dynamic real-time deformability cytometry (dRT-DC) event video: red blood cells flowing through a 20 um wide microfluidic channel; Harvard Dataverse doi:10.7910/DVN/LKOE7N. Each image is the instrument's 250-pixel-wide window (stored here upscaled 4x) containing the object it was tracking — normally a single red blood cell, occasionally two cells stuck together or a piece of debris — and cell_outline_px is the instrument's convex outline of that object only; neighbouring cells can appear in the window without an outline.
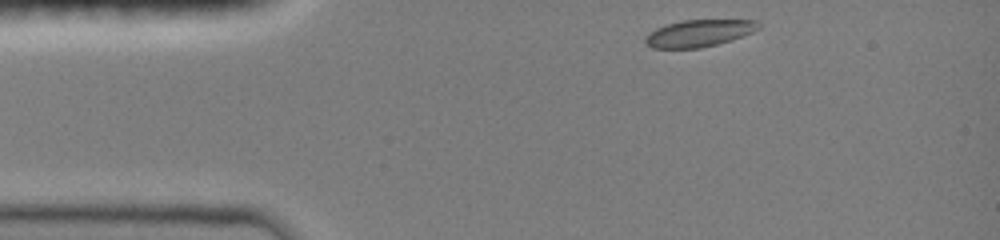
{"species": "common noctule bat (a hibernating species)", "species_latin": "Nyctalus noctula", "temperature_condition": "room temperature", "stored_images_in_passage": 36, "camera_frame_rate_fps": 3000, "um_per_image_px": 0.085, "animal": {"sex": "female", "body_mass_g": 19.0, "forearm_length_mm": 51.5}, "frame": {"image": 1, "passage_image": 1, "time_ms": 0.0, "image_size_px": [1000, 240], "cell_outline_px": [[760, 28], [752, 32], [732, 40], [700, 48], [652, 48], [644, 44], [644, 36], [648, 32], [656, 28], [680, 20], [756, 20], [760, 24]], "centroid_in_image_um": [59.37, 2.82], "position_along_channel_um": 25.6, "area_um2": 17.92}}
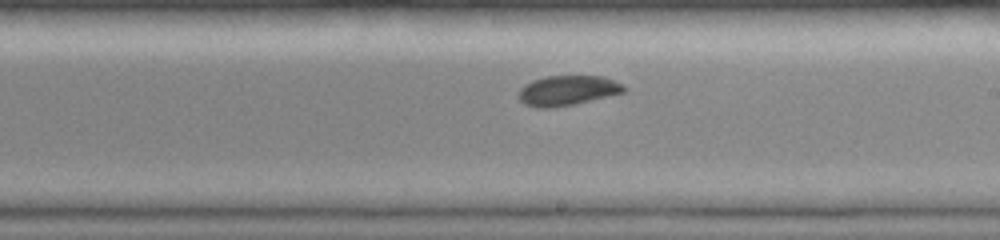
{"frame": {"image": 2, "passage_image": 21, "time_ms": 6.667, "image_size_px": [1000, 240], "cell_outline_px": [[628, 88], [624, 92], [572, 104], [552, 108], [540, 108], [524, 104], [516, 96], [520, 88], [524, 84], [532, 80], [544, 76], [604, 76], [624, 84]], "centroid_in_image_um": [48.21, 7.68], "position_along_channel_um": 240.8, "area_um2": 18.5}}
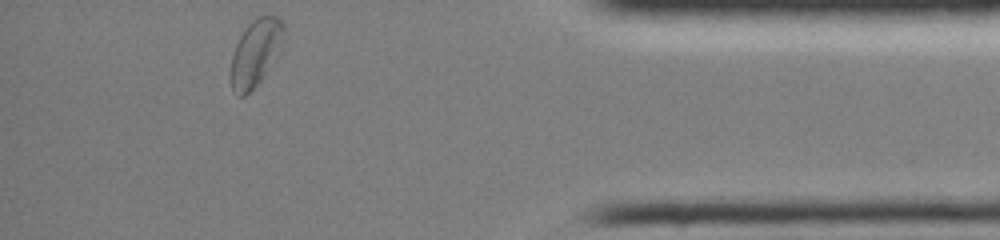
{"frame": {"image": 3, "passage_image": 36, "time_ms": 11.667, "image_size_px": [1000, 240], "cell_outline_px": [[284, 44], [276, 60], [264, 76], [244, 96], [236, 96], [232, 92], [228, 76], [232, 56], [236, 44], [240, 36], [248, 24], [256, 16], [276, 16], [284, 24]], "centroid_in_image_um": [21.72, 4.51], "position_along_channel_um": 413.5, "area_um2": 21.15}, "authors_computed_cell_mechanics": {"area_um2": 18.4093, "velocity_mm_per_s": 4.0124, "shape_relaxation_time_tau1_ms": 3.1345, "shape_relaxation_time_tau2_ms": 4.0393, "deformation_change_tau1": 0.0899, "deformation_change_tau2": 0.0703}}